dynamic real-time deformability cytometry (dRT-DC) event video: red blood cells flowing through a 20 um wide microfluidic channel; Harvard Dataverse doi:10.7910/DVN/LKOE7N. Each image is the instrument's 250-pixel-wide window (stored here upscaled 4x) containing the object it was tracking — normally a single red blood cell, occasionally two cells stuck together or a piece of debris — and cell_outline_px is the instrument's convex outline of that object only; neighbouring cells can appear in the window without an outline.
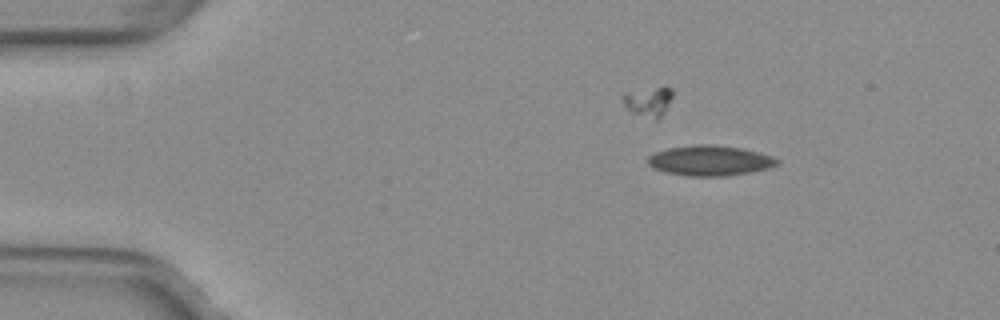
{"species": "common noctule bat (a hibernating species)", "species_latin": "Nyctalus noctula", "temperature_condition": "warm", "stored_images_in_passage": 46, "camera_frame_rate_fps": 3000, "um_per_image_px": 0.085, "animal": {"sex": "female", "body_mass_g": 29.2, "forearm_length_mm": 56.3}, "frame": {"image": 1, "passage_image": 2, "time_ms": 0.333, "image_size_px": [1000, 320], "cell_outline_px": [[780, 160], [776, 164], [768, 168], [748, 172], [724, 176], [688, 176], [664, 172], [648, 164], [648, 156], [656, 152], [668, 148], [700, 144], [712, 144], [740, 148], [760, 152], [772, 156]], "centroid_in_image_um": [60.34, 13.64], "position_along_channel_um": 24.7, "area_um2": 22.54}}
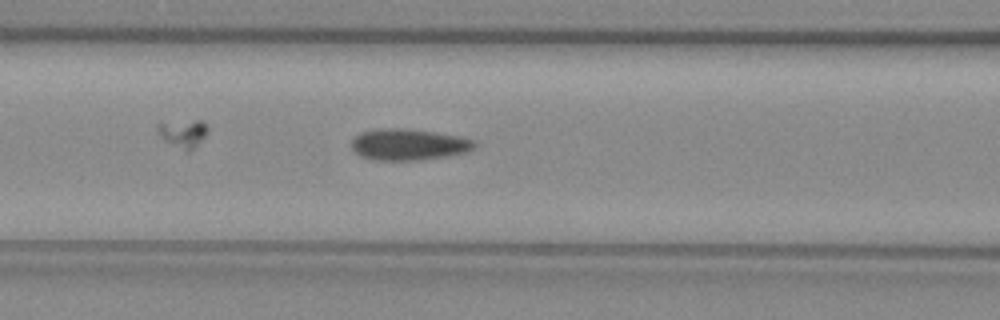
{"frame": {"image": 2, "passage_image": 16, "time_ms": 5.0, "image_size_px": [1000, 320], "cell_outline_px": [[476, 144], [468, 152], [448, 156], [420, 160], [372, 160], [360, 156], [352, 148], [352, 140], [360, 132], [380, 128], [400, 128], [432, 132], [460, 136], [472, 140]], "centroid_in_image_um": [34.71, 12.29], "position_along_channel_um": 131.9, "area_um2": 22.37}}
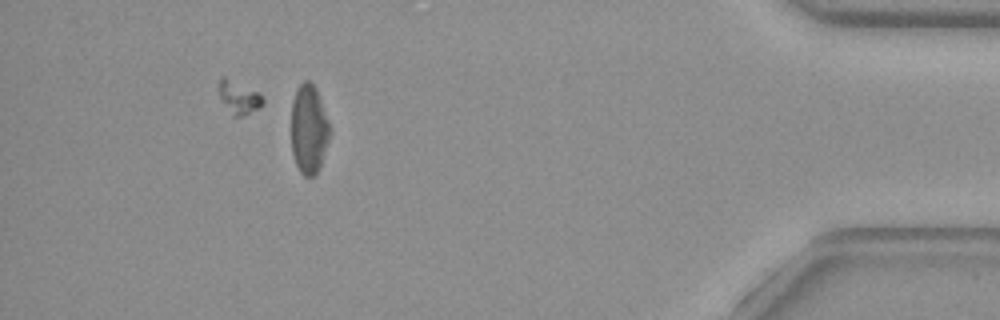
{"frame": {"image": 3, "passage_image": 41, "time_ms": 13.333, "image_size_px": [1000, 320], "cell_outline_px": [[332, 132], [320, 168], [316, 176], [304, 176], [300, 172], [296, 164], [292, 152], [292, 100], [296, 88], [304, 80], [308, 80], [316, 88], [332, 128]], "centroid_in_image_um": [26.28, 10.99], "position_along_channel_um": 408.9, "area_um2": 20.46}, "authors_computed_cell_mechanics": {"area_um2": 21.8773, "velocity_mm_per_s": 3.9881, "shape_relaxation_time_tau1_ms": null, "shape_relaxation_time_tau2_ms": 2.3971, "deformation_change_tau1": null, "deformation_change_tau2": 0.0868}}